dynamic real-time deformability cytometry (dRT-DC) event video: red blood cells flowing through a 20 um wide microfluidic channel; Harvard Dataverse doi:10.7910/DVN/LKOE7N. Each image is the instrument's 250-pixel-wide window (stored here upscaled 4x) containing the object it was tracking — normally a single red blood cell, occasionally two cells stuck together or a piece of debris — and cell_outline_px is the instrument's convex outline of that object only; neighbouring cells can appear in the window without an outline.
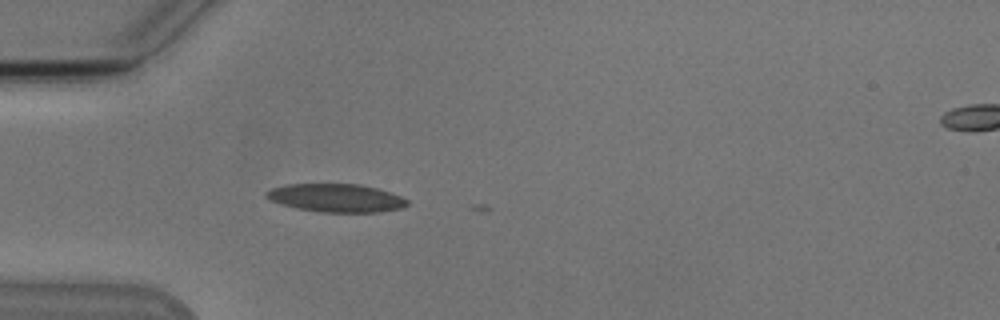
{"species": "Egyptian fruit bat (a non-hibernating species)", "species_latin": "Rousettus aegyptiacus", "temperature_condition": "cold", "stored_images_in_passage": 5, "camera_frame_rate_fps": 3000, "um_per_image_px": 0.085, "animal": {"sex": "male"}, "frame": {"image": 1, "passage_image": 1, "time_ms": 0.0, "image_size_px": [1000, 320], "cell_outline_px": [[408, 204], [404, 208], [380, 212], [316, 212], [296, 208], [280, 204], [264, 196], [264, 192], [272, 188], [288, 184], [360, 184], [376, 188], [400, 196], [408, 200]], "centroid_in_image_um": [28.56, 16.83], "position_along_channel_um": 56.4, "area_um2": 23.24}}